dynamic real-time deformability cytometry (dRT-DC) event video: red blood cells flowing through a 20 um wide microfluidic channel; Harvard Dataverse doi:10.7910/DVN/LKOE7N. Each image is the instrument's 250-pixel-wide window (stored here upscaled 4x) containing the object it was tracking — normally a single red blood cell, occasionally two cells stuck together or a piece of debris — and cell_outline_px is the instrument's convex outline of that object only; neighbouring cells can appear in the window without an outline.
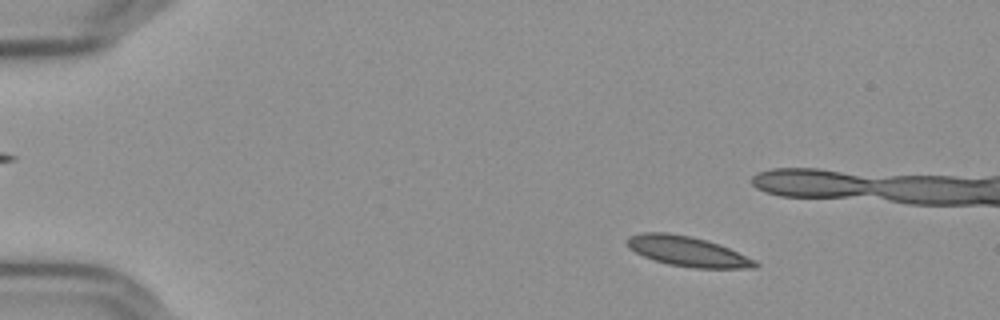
{"species": "Egyptian fruit bat (a non-hibernating species)", "species_latin": "Rousettus aegyptiacus", "temperature_condition": "cold", "stored_images_in_passage": 55, "camera_frame_rate_fps": 3000, "um_per_image_px": 0.085, "frame": {"image": 1, "passage_image": 6, "time_ms": 1.667, "image_size_px": [1000, 320], "cell_outline_px": [[760, 264], [756, 268], [692, 268], [668, 264], [652, 260], [628, 248], [624, 240], [628, 236], [640, 232], [668, 232], [688, 236], [704, 240], [728, 248], [756, 260]], "centroid_in_image_um": [58.38, 21.37], "position_along_channel_um": 26.6, "area_um2": 22.43}}
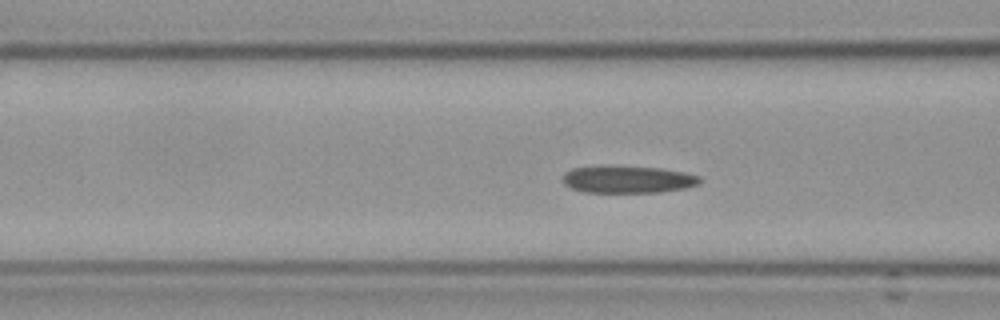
{"frame": {"image": 2, "passage_image": 20, "time_ms": 6.333, "image_size_px": [1000, 320], "cell_outline_px": [[700, 184], [684, 188], [660, 192], [584, 192], [572, 188], [564, 184], [564, 172], [572, 168], [660, 168], [684, 172], [700, 176]], "centroid_in_image_um": [53.41, 15.28], "position_along_channel_um": 113.2, "area_um2": 20.87}}
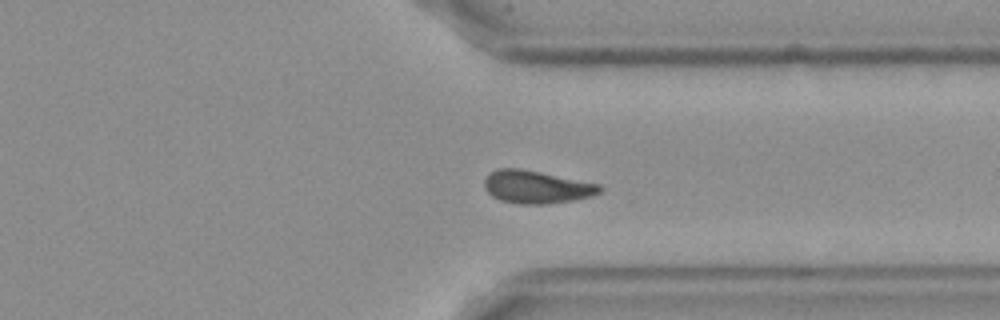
{"frame": {"image": 3, "passage_image": 41, "time_ms": 13.333, "image_size_px": [1000, 320], "cell_outline_px": [[604, 188], [600, 192], [592, 196], [572, 200], [548, 204], [520, 204], [500, 200], [492, 196], [484, 188], [484, 180], [492, 172], [500, 168], [520, 168], [600, 184]], "centroid_in_image_um": [45.61, 15.9], "position_along_channel_um": 365.8, "area_um2": 21.96}}